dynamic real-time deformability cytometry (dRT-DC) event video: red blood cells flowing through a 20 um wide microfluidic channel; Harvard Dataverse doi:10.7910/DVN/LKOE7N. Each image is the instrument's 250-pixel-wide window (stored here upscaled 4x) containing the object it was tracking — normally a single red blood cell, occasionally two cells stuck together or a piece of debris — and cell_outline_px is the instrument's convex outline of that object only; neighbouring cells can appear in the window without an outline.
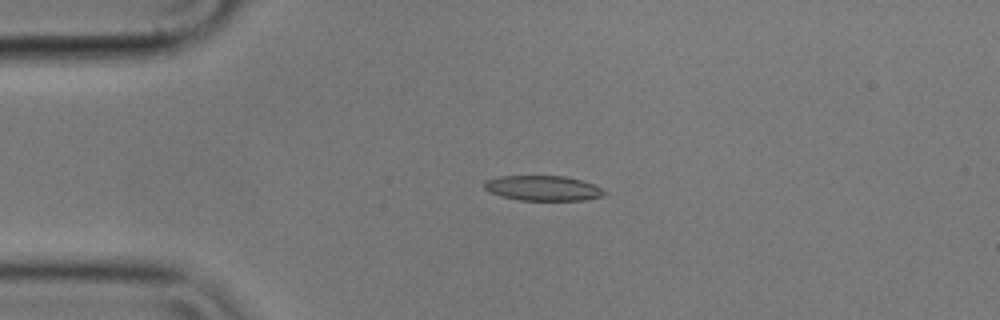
{"species": "common noctule bat (a hibernating species)", "species_latin": "Nyctalus noctula", "temperature_condition": "cold", "stored_images_in_passage": 3, "camera_frame_rate_fps": 3000, "um_per_image_px": 0.085, "animal": {"sex": "male", "body_mass_g": 17.9}, "frame": {"image": 1, "passage_image": 2, "time_ms": 0.333, "image_size_px": [1000, 320], "cell_outline_px": [[608, 192], [604, 196], [584, 200], [520, 200], [500, 196], [484, 188], [484, 180], [500, 176], [564, 176], [580, 180], [592, 184]], "centroid_in_image_um": [46.15, 15.99], "position_along_channel_um": 38.9, "area_um2": 17.46}}